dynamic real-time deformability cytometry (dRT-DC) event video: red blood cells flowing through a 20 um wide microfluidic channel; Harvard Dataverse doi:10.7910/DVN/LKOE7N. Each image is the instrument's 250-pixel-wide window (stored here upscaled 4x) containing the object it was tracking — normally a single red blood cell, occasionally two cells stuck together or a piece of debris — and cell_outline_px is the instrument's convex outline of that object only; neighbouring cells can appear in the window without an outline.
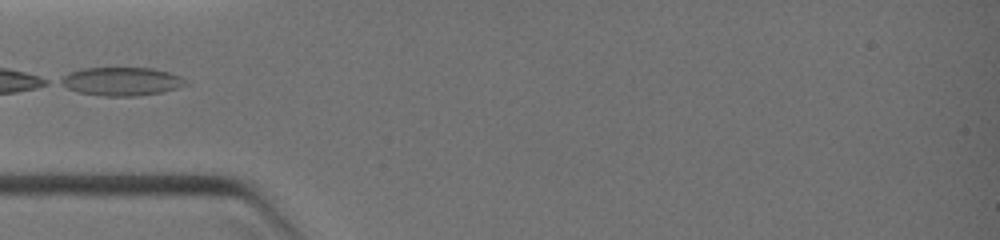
{"species": "common noctule bat (a hibernating species)", "species_latin": "Nyctalus noctula", "temperature_condition": "warm", "stored_images_in_passage": 4, "camera_frame_rate_fps": 3000, "um_per_image_px": 0.085, "animal": {"sex": "female", "body_mass_g": 19.0, "forearm_length_mm": 51.5}, "frame": {"image": 1, "passage_image": 4, "time_ms": 3.0, "image_size_px": [1000, 240], "cell_outline_px": [[184, 84], [176, 88], [160, 92], [136, 96], [104, 96], [80, 92], [68, 88], [60, 84], [56, 80], [68, 72], [84, 68], [152, 68], [168, 72], [180, 76], [184, 80]], "centroid_in_image_um": [10.24, 6.91], "position_along_channel_um": 74.8, "area_um2": 20.46}}